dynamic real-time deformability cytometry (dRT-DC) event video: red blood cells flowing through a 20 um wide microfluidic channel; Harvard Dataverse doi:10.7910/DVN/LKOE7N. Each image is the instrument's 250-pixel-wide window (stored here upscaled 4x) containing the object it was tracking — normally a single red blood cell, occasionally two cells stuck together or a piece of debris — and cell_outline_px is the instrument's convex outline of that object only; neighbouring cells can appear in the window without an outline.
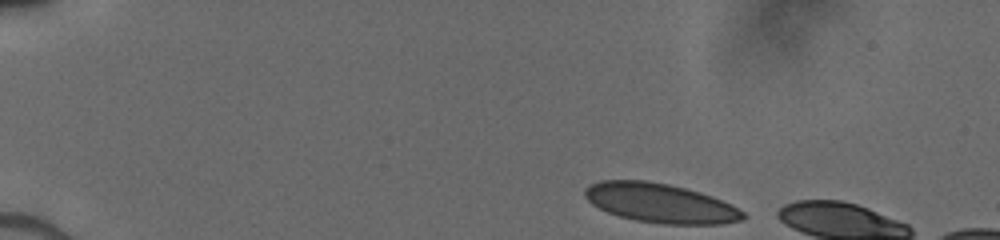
{"species": "human", "species_latin": "Homo sapiens", "temperature_condition": "cold", "stored_images_in_passage": 5, "camera_frame_rate_fps": 3000, "um_per_image_px": 0.085, "donor": {"sex": "male"}, "frame": {"image": 1, "passage_image": 1, "time_ms": 0.0, "image_size_px": [1000, 240], "cell_outline_px": [[748, 216], [744, 220], [720, 224], [664, 224], [636, 220], [620, 216], [608, 212], [592, 204], [584, 196], [584, 188], [588, 184], [600, 180], [644, 180], [668, 184], [700, 192], [712, 196], [732, 204], [744, 212]], "centroid_in_image_um": [56.14, 17.26], "position_along_channel_um": 28.9, "area_um2": 36.36}}